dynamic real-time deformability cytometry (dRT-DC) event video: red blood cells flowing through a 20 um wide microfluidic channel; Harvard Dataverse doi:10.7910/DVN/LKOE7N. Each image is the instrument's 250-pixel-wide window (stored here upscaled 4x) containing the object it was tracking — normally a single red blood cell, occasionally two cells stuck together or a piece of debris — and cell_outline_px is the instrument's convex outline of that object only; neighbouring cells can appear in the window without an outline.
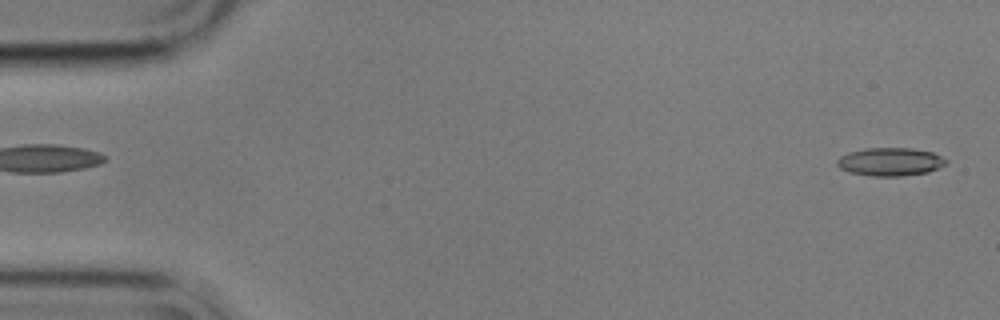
{"species": "common noctule bat (a hibernating species)", "species_latin": "Nyctalus noctula", "temperature_condition": "cold", "stored_images_in_passage": 50, "camera_frame_rate_fps": 3000, "um_per_image_px": 0.085, "animal": {"sex": "male", "body_mass_g": 17.9}, "frame": {"image": 1, "passage_image": 1, "time_ms": 0.0, "image_size_px": [1000, 320], "cell_outline_px": [[948, 164], [928, 172], [904, 176], [872, 176], [848, 172], [840, 168], [836, 164], [836, 160], [840, 156], [848, 152], [868, 148], [912, 148], [932, 152], [948, 160]], "centroid_in_image_um": [75.67, 13.75], "position_along_channel_um": 9.3, "area_um2": 18.03}}
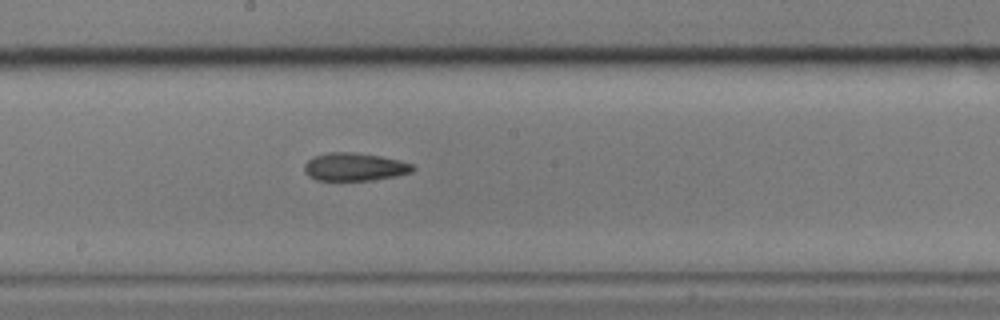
{"frame": {"image": 2, "passage_image": 29, "time_ms": 9.333, "image_size_px": [1000, 320], "cell_outline_px": [[416, 168], [412, 172], [396, 176], [372, 180], [316, 180], [308, 176], [304, 172], [304, 164], [312, 156], [328, 152], [352, 152], [380, 156], [412, 164]], "centroid_in_image_um": [30.1, 14.18], "position_along_channel_um": 218.1, "area_um2": 17.69}}
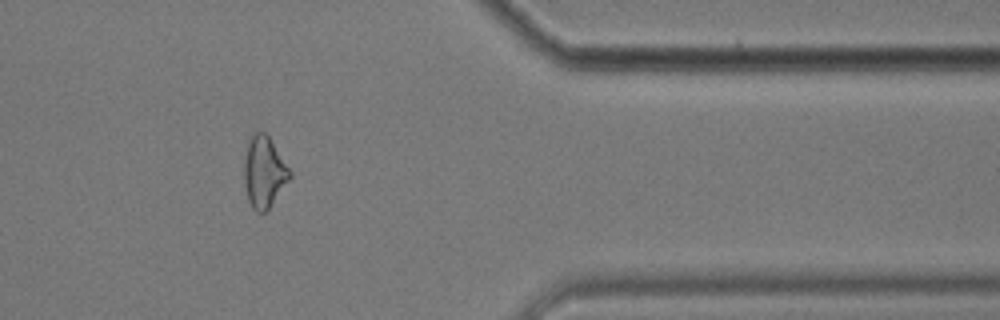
{"frame": {"image": 3, "passage_image": 45, "time_ms": 14.667, "image_size_px": [1000, 320], "cell_outline_px": [[292, 176], [268, 208], [264, 212], [256, 212], [252, 208], [248, 200], [244, 184], [244, 156], [248, 140], [252, 132], [264, 132], [268, 136], [292, 172]], "centroid_in_image_um": [22.42, 14.6], "position_along_channel_um": 389.0, "area_um2": 18.9}, "authors_computed_cell_mechanics": {"area_um2": 18.496, "velocity_mm_per_s": 3.5735, "shape_relaxation_time_tau1_ms": 6.7742, "shape_relaxation_time_tau2_ms": 4.5853, "deformation_change_tau1": 0.1518, "deformation_change_tau2": 0.1329}}